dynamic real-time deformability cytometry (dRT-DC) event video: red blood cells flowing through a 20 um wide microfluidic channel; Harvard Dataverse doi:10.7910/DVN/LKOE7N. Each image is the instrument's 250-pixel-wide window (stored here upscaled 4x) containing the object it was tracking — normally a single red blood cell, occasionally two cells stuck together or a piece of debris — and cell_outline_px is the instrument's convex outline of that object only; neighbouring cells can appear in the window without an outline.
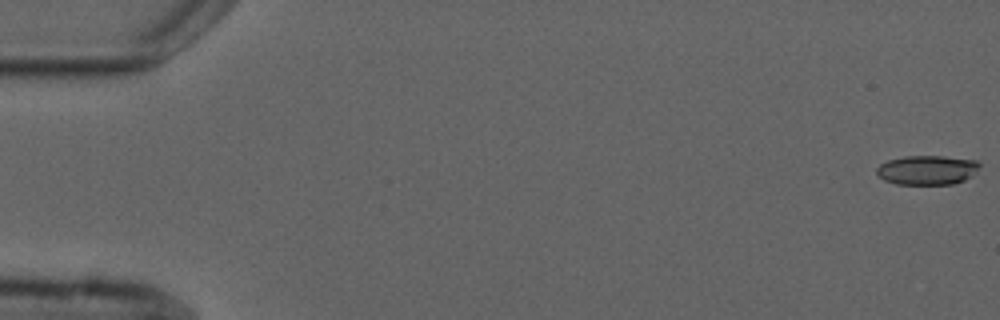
{"species": "common noctule bat (a hibernating species)", "species_latin": "Nyctalus noctula", "temperature_condition": "cold", "stored_images_in_passage": 4, "camera_frame_rate_fps": 3000, "um_per_image_px": 0.085, "animal": {"sex": "male", "forearm_length_mm": 52.5}, "frame": {"image": 1, "passage_image": 1, "time_ms": 0.0, "image_size_px": [1000, 320], "cell_outline_px": [[980, 164], [976, 172], [972, 176], [964, 180], [952, 184], [896, 184], [884, 180], [876, 172], [876, 168], [880, 164], [888, 160], [904, 156], [944, 156], [976, 160]], "centroid_in_image_um": [78.81, 14.45], "position_along_channel_um": 6.2, "area_um2": 17.63}}